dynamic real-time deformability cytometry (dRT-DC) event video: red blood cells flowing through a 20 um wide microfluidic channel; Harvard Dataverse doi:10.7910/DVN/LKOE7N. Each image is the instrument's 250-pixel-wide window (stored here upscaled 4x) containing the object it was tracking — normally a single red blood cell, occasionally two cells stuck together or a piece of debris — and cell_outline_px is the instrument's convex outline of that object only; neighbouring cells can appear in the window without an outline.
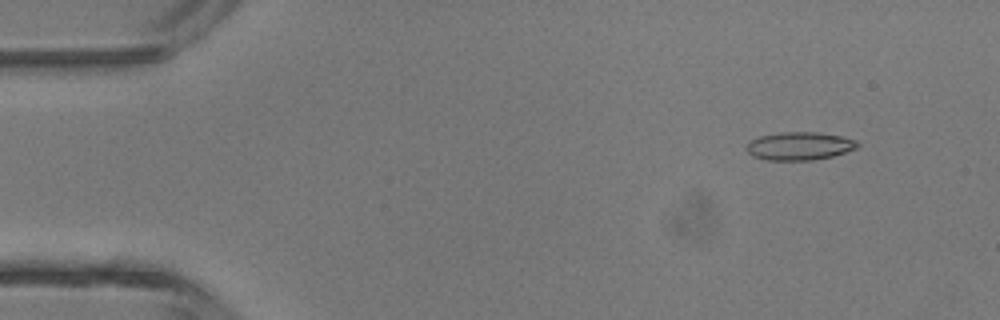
{"species": "common noctule bat (a hibernating species)", "species_latin": "Nyctalus noctula", "temperature_condition": "room temperature", "stored_images_in_passage": 5, "camera_frame_rate_fps": 3000, "um_per_image_px": 0.085, "animal": {"sex": "male", "body_mass_g": 13.3}, "frame": {"image": 1, "passage_image": 1, "time_ms": 0.0, "image_size_px": [1000, 320], "cell_outline_px": [[860, 144], [856, 148], [832, 156], [812, 160], [768, 160], [752, 156], [744, 148], [752, 140], [760, 136], [780, 132], [816, 132], [840, 136], [856, 140]], "centroid_in_image_um": [67.93, 12.41], "position_along_channel_um": 17.1, "area_um2": 18.03}}
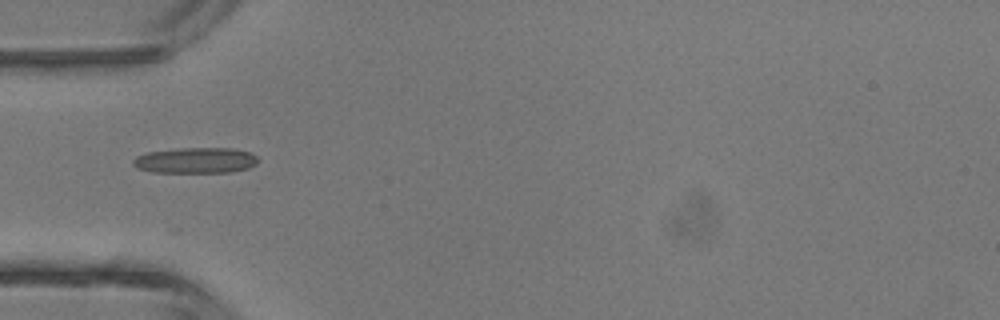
{"frame": {"image": 2, "passage_image": 4, "time_ms": 3.333, "image_size_px": [1000, 320], "cell_outline_px": [[260, 160], [256, 164], [248, 168], [232, 172], [152, 172], [136, 168], [132, 164], [132, 160], [136, 156], [148, 152], [180, 148], [232, 148], [248, 152], [256, 156]], "centroid_in_image_um": [16.62, 13.63], "position_along_channel_um": 68.4, "area_um2": 18.79}}
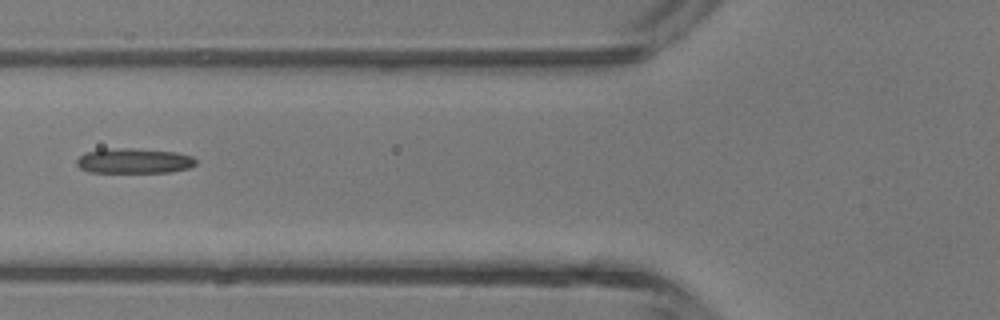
{"frame": {"image": 3, "passage_image": 5, "time_ms": 4.333, "image_size_px": [1000, 320], "cell_outline_px": [[196, 164], [188, 168], [168, 172], [92, 172], [80, 168], [76, 164], [76, 160], [84, 152], [104, 148], [132, 148], [176, 152], [192, 156], [196, 160]], "centroid_in_image_um": [11.36, 13.66], "position_along_channel_um": 114.4, "area_um2": 17.46}}